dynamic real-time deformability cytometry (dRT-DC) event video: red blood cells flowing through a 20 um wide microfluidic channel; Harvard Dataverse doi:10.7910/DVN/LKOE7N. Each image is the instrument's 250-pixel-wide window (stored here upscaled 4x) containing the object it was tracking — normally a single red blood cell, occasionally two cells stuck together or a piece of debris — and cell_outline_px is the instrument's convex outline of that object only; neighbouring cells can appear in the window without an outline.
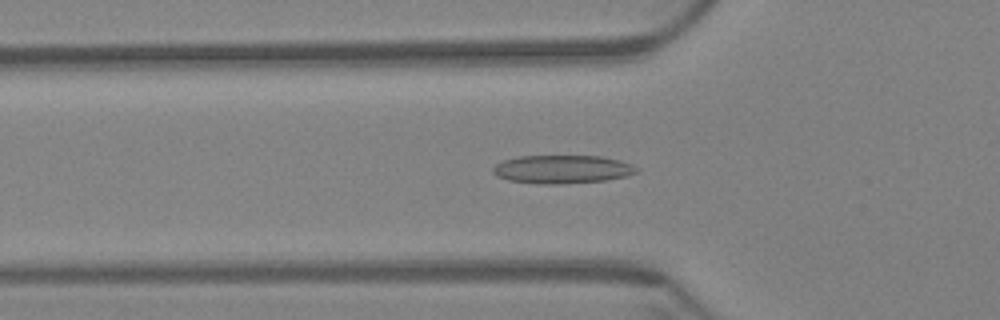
{"species": "Egyptian fruit bat (a non-hibernating species)", "species_latin": "Rousettus aegyptiacus", "temperature_condition": "warm", "stored_images_in_passage": 62, "segment_of_instrument_passage": [1, 2], "camera_frame_rate_fps": 3000, "um_per_image_px": 0.085, "animal": {"sex": "female"}, "frame": {"image": 1, "passage_image": 21, "time_ms": 6.667, "image_size_px": [1000, 320], "cell_outline_px": [[640, 168], [636, 172], [624, 176], [604, 180], [556, 184], [544, 184], [508, 180], [496, 176], [492, 172], [492, 168], [496, 164], [504, 160], [520, 156], [600, 156], [620, 160], [632, 164]], "centroid_in_image_um": [47.77, 14.38], "position_along_channel_um": 78.0, "area_um2": 23.52}}
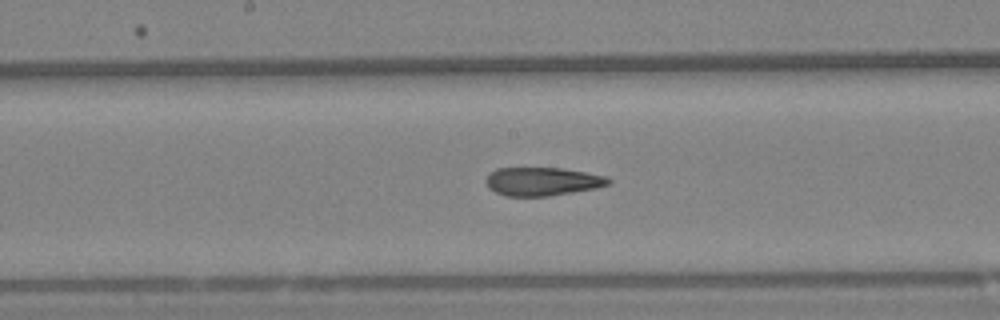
{"frame": {"image": 2, "passage_image": 32, "time_ms": 10.333, "image_size_px": [1000, 320], "cell_outline_px": [[612, 180], [608, 184], [596, 188], [548, 196], [508, 196], [496, 192], [488, 188], [488, 176], [496, 168], [560, 168], [608, 176]], "centroid_in_image_um": [46.14, 15.42], "position_along_channel_um": 202.1, "area_um2": 20.0}}
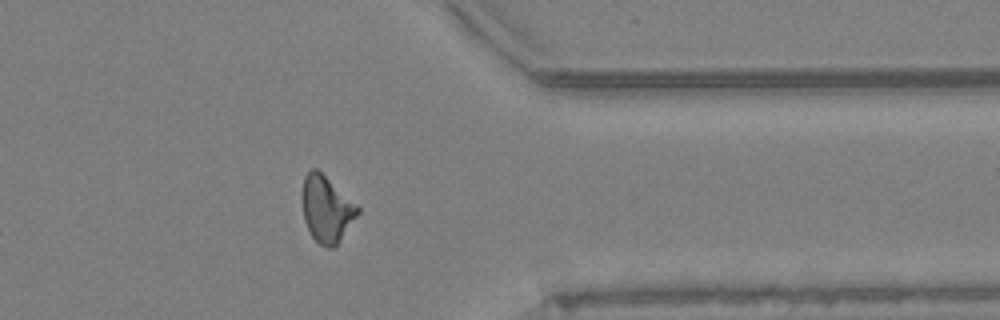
{"frame": {"image": 3, "passage_image": 49, "time_ms": 16.0, "image_size_px": [1000, 320], "cell_outline_px": [[360, 212], [336, 248], [328, 248], [320, 244], [312, 236], [304, 220], [300, 200], [300, 192], [304, 176], [312, 168], [316, 168], [356, 204], [360, 208]], "centroid_in_image_um": [27.73, 17.78], "position_along_channel_um": 383.7, "area_um2": 21.73}}